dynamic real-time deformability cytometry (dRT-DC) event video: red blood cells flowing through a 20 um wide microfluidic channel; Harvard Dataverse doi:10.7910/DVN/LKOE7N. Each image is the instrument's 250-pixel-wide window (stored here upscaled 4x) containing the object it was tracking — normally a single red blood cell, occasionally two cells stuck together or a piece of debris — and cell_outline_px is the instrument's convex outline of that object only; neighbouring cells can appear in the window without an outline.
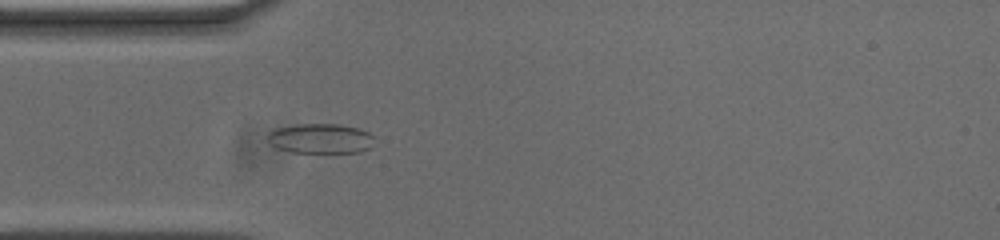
{"species": "common noctule bat (a hibernating species)", "species_latin": "Nyctalus noctula", "temperature_condition": "cold", "stored_images_in_passage": 34, "camera_frame_rate_fps": 3000, "um_per_image_px": 0.085, "animal": {"sex": "male", "body_mass_g": 20.0, "forearm_length_mm": 53.3}, "frame": {"image": 1, "passage_image": 14, "time_ms": 4.333, "image_size_px": [1000, 240], "cell_outline_px": [[376, 136], [372, 148], [360, 152], [292, 152], [276, 148], [268, 140], [268, 132], [276, 128], [296, 124], [340, 124], [360, 128]], "centroid_in_image_um": [27.31, 11.77], "position_along_channel_um": 57.7, "area_um2": 18.84}}
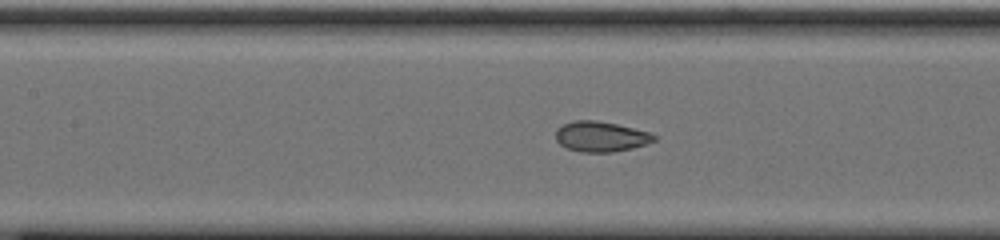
{"frame": {"image": 2, "passage_image": 22, "time_ms": 7.0, "image_size_px": [1000, 240], "cell_outline_px": [[660, 136], [656, 140], [648, 144], [632, 148], [612, 152], [580, 152], [568, 148], [560, 144], [556, 140], [556, 128], [572, 120], [596, 120], [616, 124], [648, 132]], "centroid_in_image_um": [51.09, 11.61], "position_along_channel_um": 156.3, "area_um2": 17.46}}
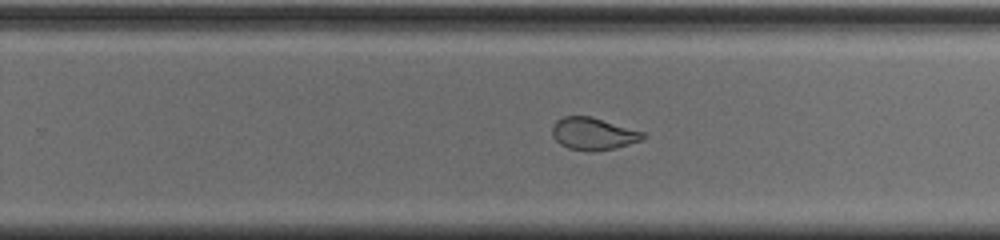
{"frame": {"image": 3, "passage_image": 32, "time_ms": 10.333, "image_size_px": [1000, 240], "cell_outline_px": [[648, 136], [644, 140], [616, 148], [596, 152], [592, 152], [568, 148], [560, 144], [552, 136], [552, 124], [556, 120], [564, 116], [592, 116], [644, 132]], "centroid_in_image_um": [50.45, 11.37], "position_along_channel_um": 279.4, "area_um2": 17.46}}